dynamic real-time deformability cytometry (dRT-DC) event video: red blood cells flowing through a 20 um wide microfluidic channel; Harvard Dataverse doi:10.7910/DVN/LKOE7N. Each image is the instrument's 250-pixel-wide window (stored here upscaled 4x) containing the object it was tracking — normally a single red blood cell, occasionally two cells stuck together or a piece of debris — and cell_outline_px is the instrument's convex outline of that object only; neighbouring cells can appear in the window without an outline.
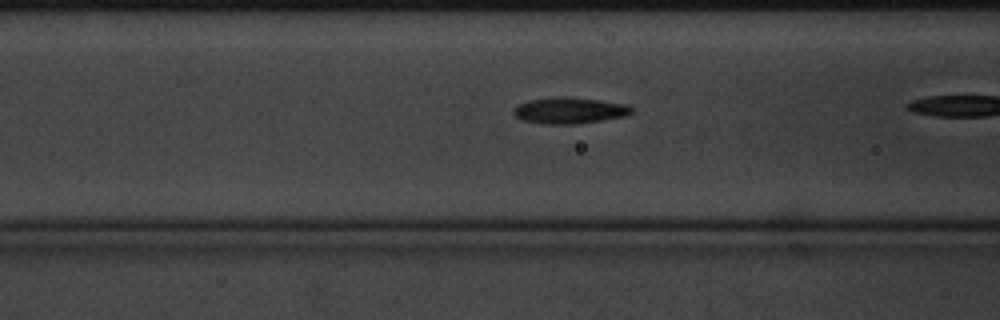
{"species": "common noctule bat (a hibernating species)", "species_latin": "Nyctalus noctula", "temperature_condition": "cold", "stored_images_in_passage": 23, "camera_frame_rate_fps": 3000, "um_per_image_px": 0.085, "animal": {"sex": "male", "body_mass_g": 20.1, "forearm_length_mm": 53.5}, "frame": {"image": 1, "passage_image": 20, "time_ms": 6.333, "image_size_px": [1000, 320], "cell_outline_px": [[632, 112], [624, 116], [600, 120], [572, 124], [544, 124], [524, 120], [516, 116], [512, 112], [520, 104], [528, 100], [596, 100], [624, 104], [632, 108]], "centroid_in_image_um": [48.41, 9.45], "position_along_channel_um": 118.2, "area_um2": 16.53}}